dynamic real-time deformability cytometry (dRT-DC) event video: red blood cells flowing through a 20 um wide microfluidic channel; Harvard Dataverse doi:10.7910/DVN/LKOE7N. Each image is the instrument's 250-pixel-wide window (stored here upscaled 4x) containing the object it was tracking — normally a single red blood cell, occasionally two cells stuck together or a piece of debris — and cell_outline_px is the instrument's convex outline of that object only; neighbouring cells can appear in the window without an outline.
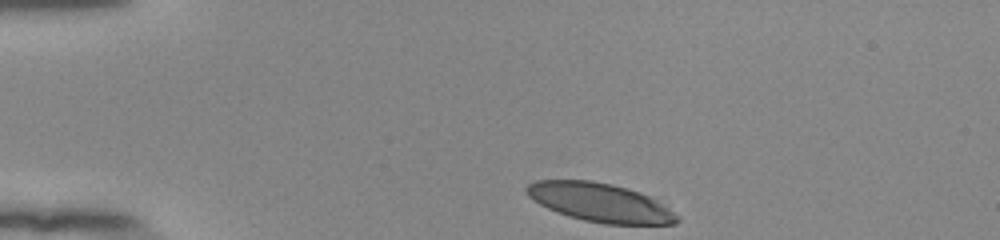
{"species": "human", "species_latin": "Homo sapiens", "temperature_condition": "room temperature", "stored_images_in_passage": 36, "camera_frame_rate_fps": 3000, "um_per_image_px": 0.085, "donor": {"sex": "female"}, "frame": {"image": 1, "passage_image": 1, "time_ms": 0.0, "image_size_px": [1000, 240], "cell_outline_px": [[680, 220], [676, 224], [604, 224], [584, 220], [568, 216], [548, 208], [540, 204], [528, 196], [524, 188], [528, 184], [536, 180], [592, 180], [612, 184], [628, 188], [640, 192], [648, 196], [668, 208], [680, 216]], "centroid_in_image_um": [51.0, 17.21], "position_along_channel_um": 34.0, "area_um2": 33.87}}
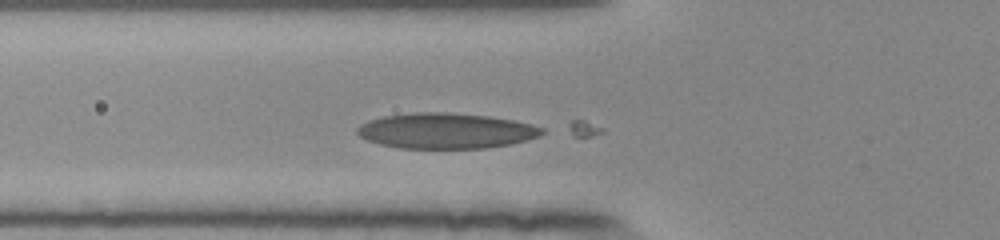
{"frame": {"image": 2, "passage_image": 10, "time_ms": 3.0, "image_size_px": [1000, 240], "cell_outline_px": [[544, 132], [540, 136], [528, 140], [512, 144], [484, 148], [400, 148], [380, 144], [368, 140], [360, 136], [356, 132], [356, 128], [360, 124], [368, 120], [384, 116], [416, 112], [444, 112], [488, 116], [512, 120], [532, 124], [544, 128]], "centroid_in_image_um": [37.91, 11.12], "position_along_channel_um": 87.9, "area_um2": 38.26}}
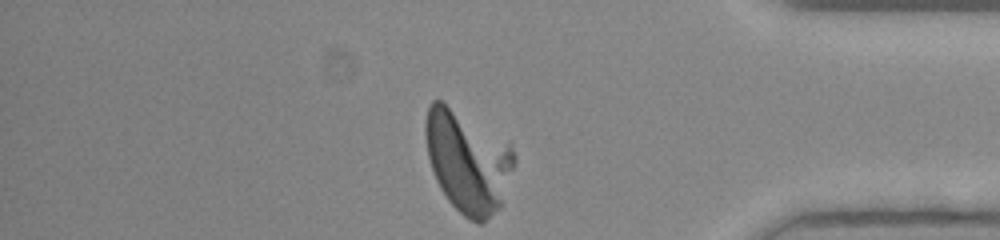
{"frame": {"image": 3, "passage_image": 36, "time_ms": 11.667, "image_size_px": [1000, 240], "cell_outline_px": [[516, 160], [500, 208], [480, 224], [476, 224], [468, 220], [448, 200], [440, 188], [436, 180], [428, 156], [424, 132], [424, 124], [428, 104], [432, 100], [440, 100], [512, 144], [516, 156]], "centroid_in_image_um": [39.75, 13.72], "position_along_channel_um": 395.4, "area_um2": 52.71}}